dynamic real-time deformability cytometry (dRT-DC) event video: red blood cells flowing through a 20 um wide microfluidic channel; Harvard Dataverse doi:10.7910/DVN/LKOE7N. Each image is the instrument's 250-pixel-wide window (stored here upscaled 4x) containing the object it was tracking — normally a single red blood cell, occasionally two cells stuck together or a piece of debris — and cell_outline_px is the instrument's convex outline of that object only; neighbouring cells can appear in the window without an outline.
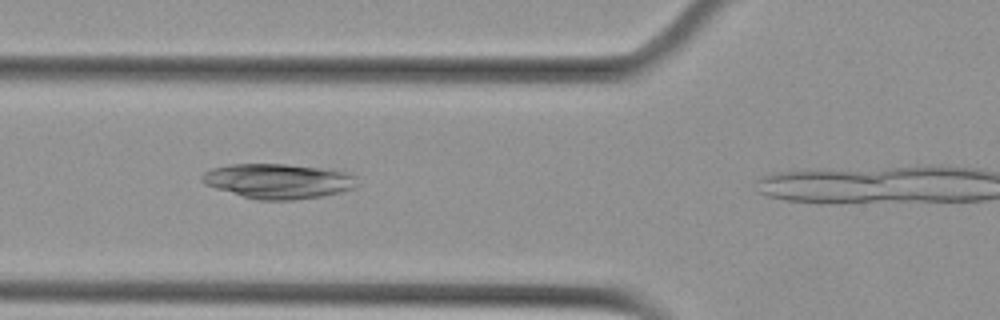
{"species": "Egyptian fruit bat (a non-hibernating species)", "species_latin": "Rousettus aegyptiacus", "temperature_condition": "cold", "stored_images_in_passage": 5, "camera_frame_rate_fps": 3000, "um_per_image_px": 0.085, "animal": {"sex": "female"}, "frame": {"image": 1, "passage_image": 4, "time_ms": 1.0, "image_size_px": [1000, 320], "cell_outline_px": [[356, 188], [340, 192], [320, 196], [292, 200], [256, 200], [216, 188], [204, 184], [200, 180], [200, 176], [204, 172], [212, 168], [228, 164], [284, 164], [320, 168], [348, 172], [356, 176]], "centroid_in_image_um": [23.62, 15.39], "position_along_channel_um": 102.2, "area_um2": 31.5}}